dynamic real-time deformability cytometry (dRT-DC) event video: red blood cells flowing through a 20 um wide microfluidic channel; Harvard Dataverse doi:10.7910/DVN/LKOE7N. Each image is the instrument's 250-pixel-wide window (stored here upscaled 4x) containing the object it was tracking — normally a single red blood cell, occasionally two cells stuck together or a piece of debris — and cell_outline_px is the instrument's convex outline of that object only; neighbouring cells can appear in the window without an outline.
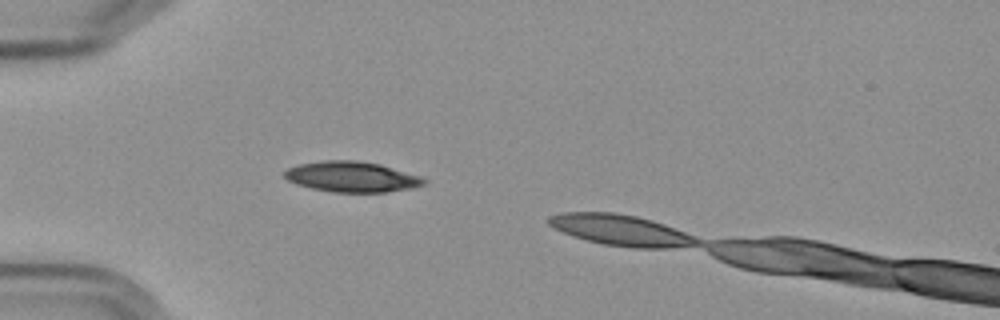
{"species": "Egyptian fruit bat (a non-hibernating species)", "species_latin": "Rousettus aegyptiacus", "temperature_condition": "cold", "stored_images_in_passage": 3, "segment_of_instrument_passage": [1, 2], "camera_frame_rate_fps": 3000, "um_per_image_px": 0.085, "frame": {"image": 1, "passage_image": 2, "time_ms": 1.333, "image_size_px": [1000, 320], "cell_outline_px": [[428, 180], [424, 184], [412, 188], [384, 192], [332, 192], [312, 188], [296, 184], [288, 180], [284, 176], [284, 172], [288, 168], [300, 164], [324, 160], [356, 160], [380, 164], [420, 176]], "centroid_in_image_um": [29.9, 15.02], "position_along_channel_um": 55.1, "area_um2": 24.68}}